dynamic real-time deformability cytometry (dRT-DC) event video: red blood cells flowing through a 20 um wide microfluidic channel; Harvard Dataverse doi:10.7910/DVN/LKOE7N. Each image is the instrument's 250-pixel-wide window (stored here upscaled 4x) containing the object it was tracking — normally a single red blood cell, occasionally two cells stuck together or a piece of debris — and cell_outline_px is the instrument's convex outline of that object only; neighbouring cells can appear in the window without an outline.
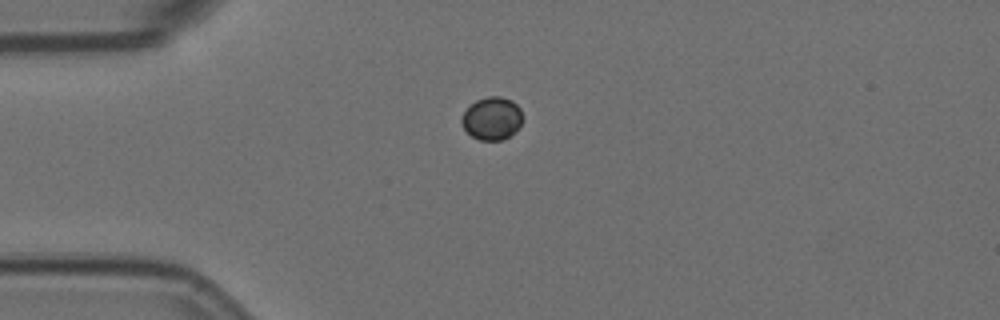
{"species": "Egyptian fruit bat (a non-hibernating species)", "species_latin": "Rousettus aegyptiacus", "temperature_condition": "room temperature", "stored_images_in_passage": 44, "camera_frame_rate_fps": 3000, "um_per_image_px": 0.085, "animal": {"sex": "female"}, "frame": {"image": 1, "passage_image": 1, "time_ms": 0.0, "image_size_px": [1000, 320], "cell_outline_px": [[524, 116], [520, 124], [504, 140], [480, 140], [472, 136], [464, 128], [460, 120], [464, 112], [476, 100], [488, 96], [500, 96], [512, 100], [520, 108]], "centroid_in_image_um": [41.82, 10.05], "position_along_channel_um": 43.2, "area_um2": 15.09}}
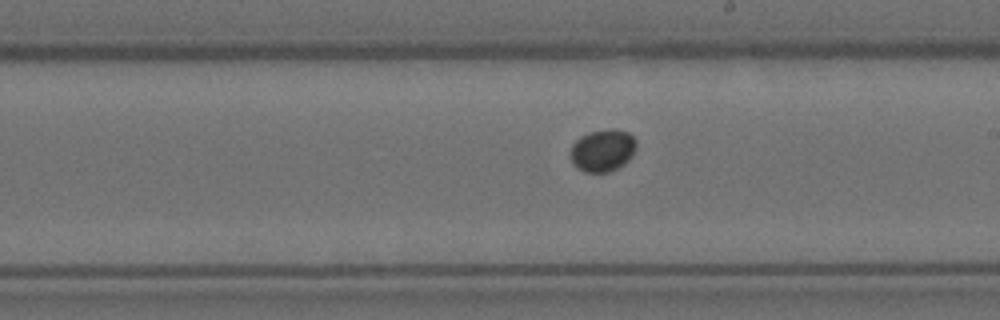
{"frame": {"image": 2, "passage_image": 19, "time_ms": 6.0, "image_size_px": [1000, 320], "cell_outline_px": [[636, 148], [632, 156], [624, 164], [608, 172], [584, 172], [576, 168], [572, 164], [568, 156], [572, 144], [580, 136], [588, 132], [612, 128], [628, 132], [636, 140]], "centroid_in_image_um": [51.18, 12.78], "position_along_channel_um": 237.8, "area_um2": 16.53}}
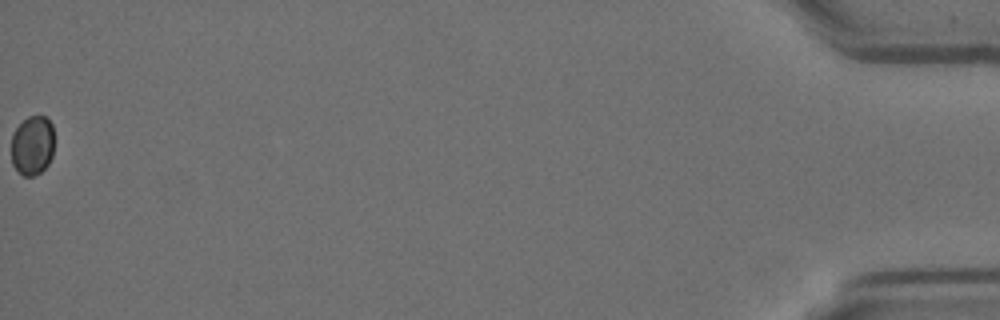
{"frame": {"image": 3, "passage_image": 44, "time_ms": 14.333, "image_size_px": [1000, 320], "cell_outline_px": [[52, 156], [48, 164], [40, 172], [32, 176], [24, 176], [12, 164], [12, 132], [28, 116], [44, 116], [52, 124]], "centroid_in_image_um": [2.74, 12.35], "position_along_channel_um": 432.5, "area_um2": 14.62}}